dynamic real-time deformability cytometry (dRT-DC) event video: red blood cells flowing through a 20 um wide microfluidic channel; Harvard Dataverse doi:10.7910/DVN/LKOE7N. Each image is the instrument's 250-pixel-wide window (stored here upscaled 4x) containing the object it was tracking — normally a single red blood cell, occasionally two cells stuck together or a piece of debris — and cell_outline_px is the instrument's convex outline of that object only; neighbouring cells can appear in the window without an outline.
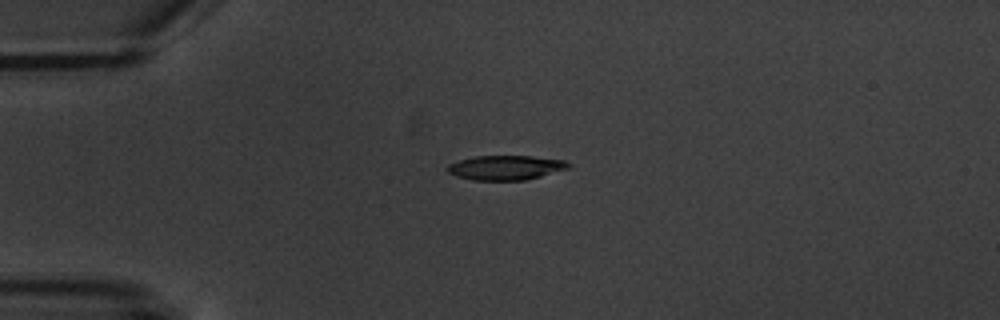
{"species": "common noctule bat (a hibernating species)", "species_latin": "Nyctalus noctula", "temperature_condition": "warm", "stored_images_in_passage": 4, "camera_frame_rate_fps": 3000, "um_per_image_px": 0.085, "animal": {"sex": "male", "body_mass_g": 20.1, "forearm_length_mm": 53.5}, "frame": {"image": 1, "passage_image": 3, "time_ms": 3.0, "image_size_px": [1000, 320], "cell_outline_px": [[572, 168], [524, 180], [472, 180], [456, 176], [448, 172], [448, 164], [460, 160], [476, 156], [532, 156], [564, 160], [572, 164]], "centroid_in_image_um": [43.03, 14.25], "position_along_channel_um": 42.0, "area_um2": 17.28}}